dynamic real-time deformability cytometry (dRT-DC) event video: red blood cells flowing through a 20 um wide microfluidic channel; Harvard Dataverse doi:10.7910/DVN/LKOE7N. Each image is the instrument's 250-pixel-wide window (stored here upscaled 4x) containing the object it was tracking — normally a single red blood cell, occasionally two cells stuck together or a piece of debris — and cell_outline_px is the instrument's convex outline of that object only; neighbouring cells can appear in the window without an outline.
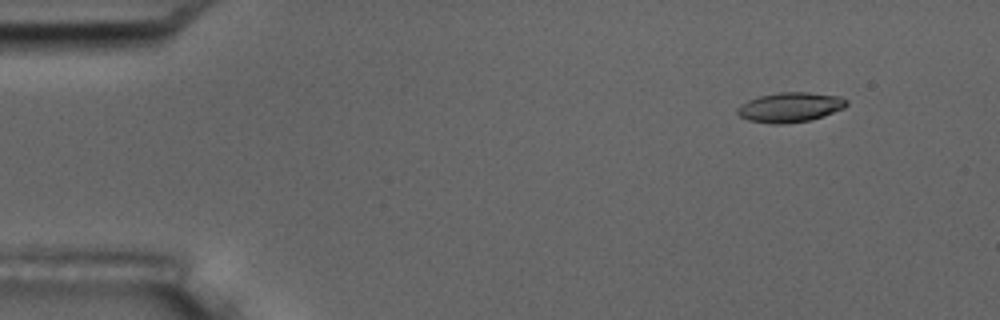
{"species": "common noctule bat (a hibernating species)", "species_latin": "Nyctalus noctula", "temperature_condition": "room temperature", "stored_images_in_passage": 5, "camera_frame_rate_fps": 3000, "um_per_image_px": 0.085, "animal": {"sex": "male", "body_mass_g": 17.5, "forearm_length_mm": 52.3}, "frame": {"image": 1, "passage_image": 2, "time_ms": 1.0, "image_size_px": [1000, 320], "cell_outline_px": [[848, 104], [844, 108], [824, 116], [812, 120], [784, 124], [772, 124], [748, 120], [740, 116], [736, 112], [736, 108], [748, 100], [760, 96], [780, 92], [808, 92], [840, 96], [848, 100]], "centroid_in_image_um": [67.18, 9.12], "position_along_channel_um": 17.8, "area_um2": 19.07}}
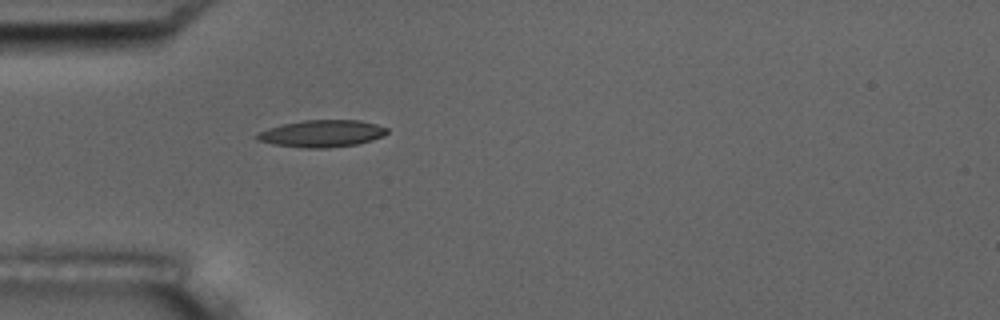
{"frame": {"image": 2, "passage_image": 5, "time_ms": 4.667, "image_size_px": [1000, 320], "cell_outline_px": [[388, 132], [384, 136], [372, 140], [356, 144], [328, 148], [304, 148], [272, 144], [256, 140], [252, 136], [268, 128], [280, 124], [304, 120], [360, 120], [376, 124], [388, 128]], "centroid_in_image_um": [27.33, 11.35], "position_along_channel_um": 57.7, "area_um2": 20.69}}